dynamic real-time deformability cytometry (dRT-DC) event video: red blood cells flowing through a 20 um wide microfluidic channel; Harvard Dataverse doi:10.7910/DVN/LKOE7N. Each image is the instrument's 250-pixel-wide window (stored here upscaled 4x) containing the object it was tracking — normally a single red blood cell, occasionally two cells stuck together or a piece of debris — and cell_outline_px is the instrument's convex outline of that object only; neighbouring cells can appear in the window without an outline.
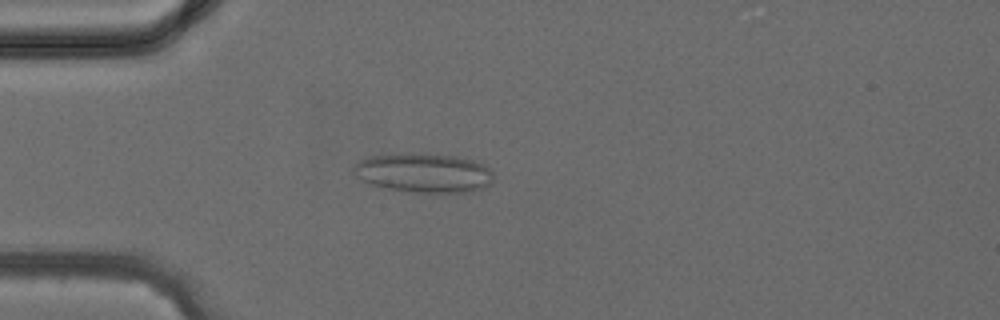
{"species": "common noctule bat (a hibernating species)", "species_latin": "Nyctalus noctula", "temperature_condition": "cold", "stored_images_in_passage": 38, "camera_frame_rate_fps": 3000, "um_per_image_px": 0.085, "animal": {"sex": "female", "body_mass_g": 24.6, "forearm_length_mm": 56.2}, "frame": {"image": 1, "passage_image": 10, "time_ms": 3.0, "image_size_px": [1000, 320], "cell_outline_px": [[492, 184], [484, 188], [468, 192], [412, 192], [388, 188], [372, 184], [364, 180], [352, 172], [352, 168], [360, 160], [368, 156], [400, 152], [412, 152], [452, 156], [472, 160], [484, 164], [492, 168]], "centroid_in_image_um": [36.03, 14.67], "position_along_channel_um": 49.0, "area_um2": 32.25}}
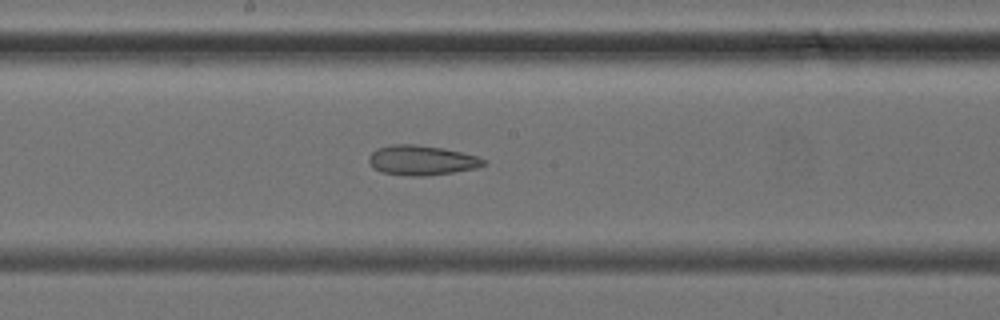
{"frame": {"image": 2, "passage_image": 20, "time_ms": 6.333, "image_size_px": [1000, 320], "cell_outline_px": [[488, 164], [476, 168], [428, 176], [408, 176], [380, 172], [372, 168], [368, 160], [368, 156], [376, 148], [392, 144], [412, 144], [444, 148], [476, 156], [488, 160]], "centroid_in_image_um": [35.82, 13.63], "position_along_channel_um": 212.4, "area_um2": 20.17}}
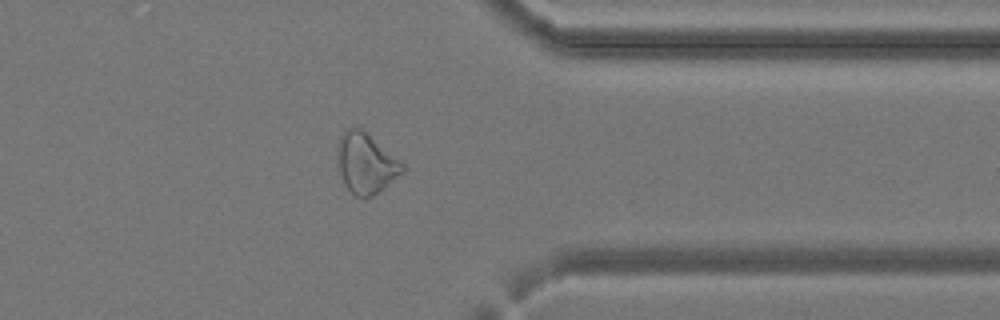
{"frame": {"image": 3, "passage_image": 30, "time_ms": 9.667, "image_size_px": [1000, 320], "cell_outline_px": [[404, 172], [384, 188], [372, 196], [364, 200], [356, 196], [344, 184], [336, 160], [340, 136], [348, 128], [360, 128], [400, 160], [404, 164]], "centroid_in_image_um": [31.1, 13.92], "position_along_channel_um": 380.3, "area_um2": 22.66}}